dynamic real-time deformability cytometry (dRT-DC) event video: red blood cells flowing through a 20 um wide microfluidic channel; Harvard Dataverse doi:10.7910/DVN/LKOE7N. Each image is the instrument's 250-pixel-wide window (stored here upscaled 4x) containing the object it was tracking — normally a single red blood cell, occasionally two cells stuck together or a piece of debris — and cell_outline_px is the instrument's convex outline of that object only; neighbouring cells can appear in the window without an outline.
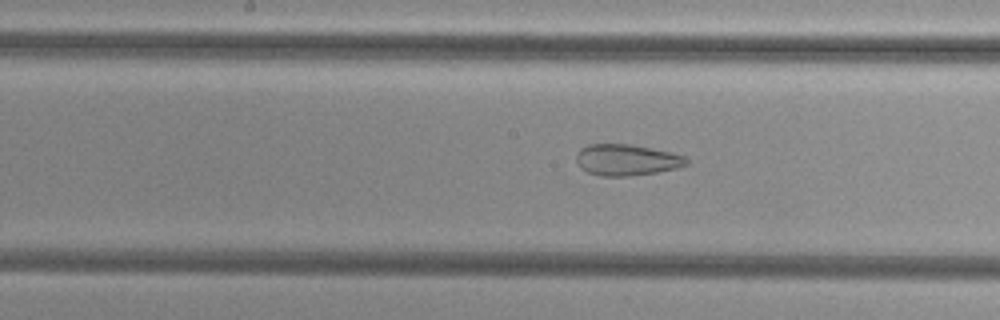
{"species": "common noctule bat (a hibernating species)", "species_latin": "Nyctalus noctula", "temperature_condition": "cold", "stored_images_in_passage": 49, "camera_frame_rate_fps": 3000, "um_per_image_px": 0.085, "animal": {"sex": "female", "body_mass_g": 29.2, "forearm_length_mm": 56.3}, "frame": {"image": 1, "passage_image": 28, "time_ms": 9.0, "image_size_px": [1000, 320], "cell_outline_px": [[688, 164], [676, 168], [656, 172], [628, 176], [600, 176], [588, 172], [580, 168], [576, 160], [576, 156], [580, 148], [588, 144], [628, 144], [668, 152], [684, 156], [688, 160]], "centroid_in_image_um": [53.21, 13.6], "position_along_channel_um": 195.0, "area_um2": 19.83}}
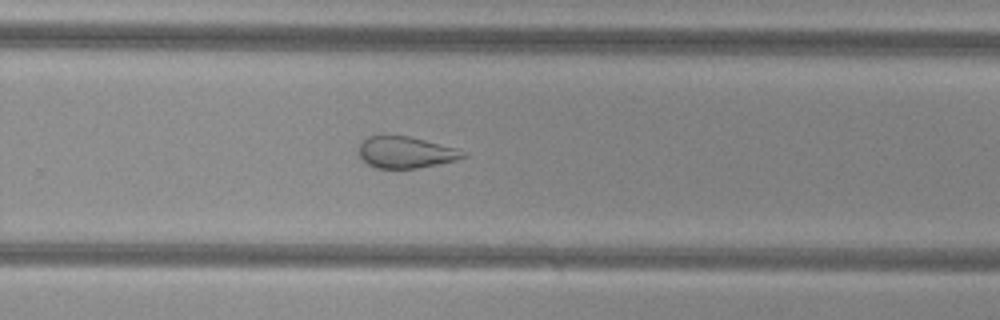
{"frame": {"image": 2, "passage_image": 36, "time_ms": 11.667, "image_size_px": [1000, 320], "cell_outline_px": [[468, 156], [456, 160], [416, 168], [376, 168], [360, 160], [360, 144], [368, 136], [380, 132], [384, 132], [408, 136], [456, 148], [468, 152]], "centroid_in_image_um": [34.45, 12.91], "position_along_channel_um": 295.4, "area_um2": 19.59}}
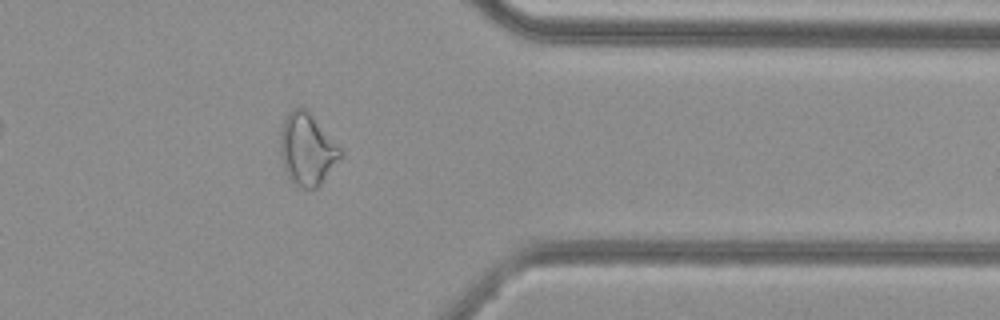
{"frame": {"image": 3, "passage_image": 44, "time_ms": 14.333, "image_size_px": [1000, 320], "cell_outline_px": [[344, 156], [320, 184], [316, 188], [296, 188], [292, 184], [284, 172], [280, 152], [280, 132], [284, 120], [288, 112], [292, 108], [308, 108], [344, 152]], "centroid_in_image_um": [26.11, 12.7], "position_along_channel_um": 385.3, "area_um2": 25.89}, "authors_computed_cell_mechanics": {"area_um2": 25.8944, "velocity_mm_per_s": 3.7775, "shape_relaxation_time_tau1_ms": null, "shape_relaxation_time_tau2_ms": 2.08, "deformation_change_tau1": null, "deformation_change_tau2": 0.1058}}